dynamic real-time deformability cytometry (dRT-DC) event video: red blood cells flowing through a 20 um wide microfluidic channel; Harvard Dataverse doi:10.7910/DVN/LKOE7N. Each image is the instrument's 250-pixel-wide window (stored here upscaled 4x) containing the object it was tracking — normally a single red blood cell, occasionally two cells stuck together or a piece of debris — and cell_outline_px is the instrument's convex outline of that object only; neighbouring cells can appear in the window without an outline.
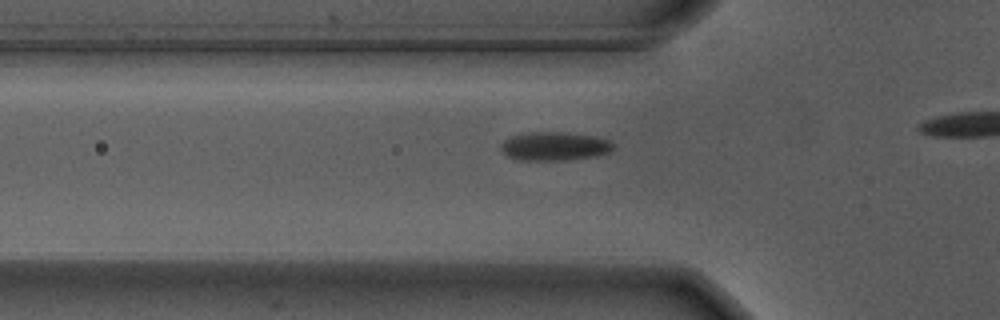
{"species": "Egyptian fruit bat (a non-hibernating species)", "species_latin": "Rousettus aegyptiacus", "temperature_condition": "warm", "stored_images_in_passage": 10, "camera_frame_rate_fps": 3000, "um_per_image_px": 0.085, "animal": {"sex": "male"}, "frame": {"image": 1, "passage_image": 4, "time_ms": 1.0, "image_size_px": [1000, 320], "cell_outline_px": [[612, 148], [608, 152], [592, 156], [564, 160], [516, 160], [508, 156], [500, 148], [500, 144], [504, 140], [512, 136], [532, 132], [560, 132], [592, 136], [608, 140], [612, 144]], "centroid_in_image_um": [47.06, 12.43], "position_along_channel_um": 78.7, "area_um2": 18.32}}
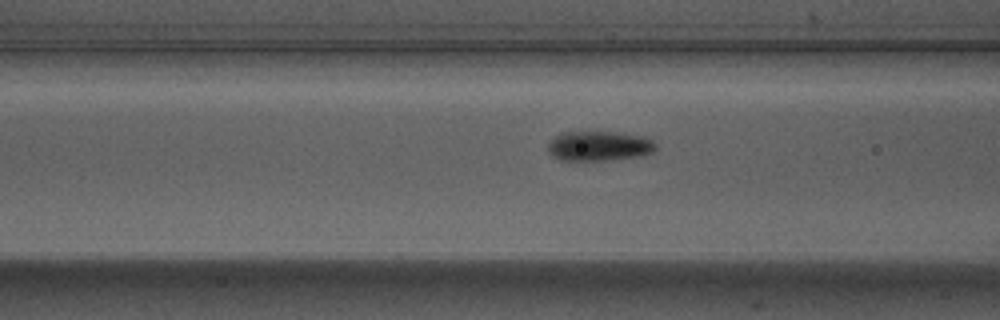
{"frame": {"image": 2, "passage_image": 7, "time_ms": 2.0, "image_size_px": [1000, 320], "cell_outline_px": [[656, 148], [652, 152], [644, 156], [612, 160], [560, 160], [552, 156], [548, 152], [548, 144], [556, 136], [564, 132], [616, 132], [644, 136], [652, 140], [656, 144]], "centroid_in_image_um": [50.96, 12.42], "position_along_channel_um": 115.6, "area_um2": 18.84}}